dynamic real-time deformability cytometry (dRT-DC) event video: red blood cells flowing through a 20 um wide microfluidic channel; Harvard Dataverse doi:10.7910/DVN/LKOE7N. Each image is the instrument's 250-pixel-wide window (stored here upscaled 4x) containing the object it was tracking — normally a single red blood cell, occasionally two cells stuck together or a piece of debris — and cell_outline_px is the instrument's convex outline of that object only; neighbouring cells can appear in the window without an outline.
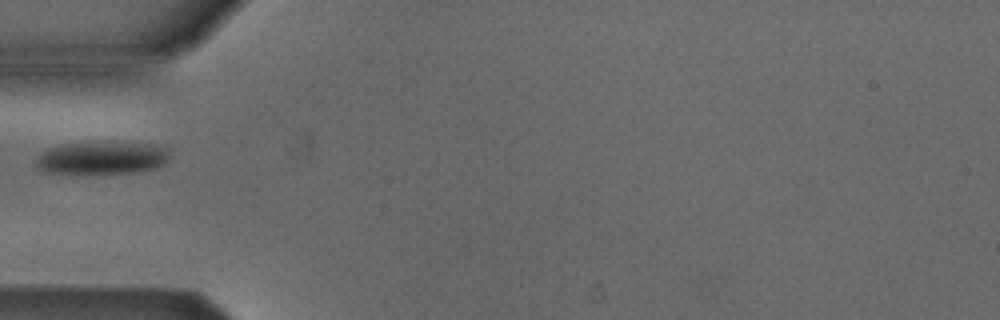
{"species": "Egyptian fruit bat (a non-hibernating species)", "species_latin": "Rousettus aegyptiacus", "temperature_condition": "cold", "stored_images_in_passage": 2, "camera_frame_rate_fps": 3000, "um_per_image_px": 0.085, "animal": {"sex": "male"}, "frame": {"image": 1, "passage_image": 2, "time_ms": 2.0, "image_size_px": [1000, 320], "cell_outline_px": [[172, 148], [168, 160], [164, 164], [156, 168], [132, 172], [88, 176], [44, 172], [36, 168], [36, 156], [40, 152], [48, 148], [60, 144], [152, 144]], "centroid_in_image_um": [8.62, 13.49], "position_along_channel_um": 76.4, "area_um2": 26.07}}